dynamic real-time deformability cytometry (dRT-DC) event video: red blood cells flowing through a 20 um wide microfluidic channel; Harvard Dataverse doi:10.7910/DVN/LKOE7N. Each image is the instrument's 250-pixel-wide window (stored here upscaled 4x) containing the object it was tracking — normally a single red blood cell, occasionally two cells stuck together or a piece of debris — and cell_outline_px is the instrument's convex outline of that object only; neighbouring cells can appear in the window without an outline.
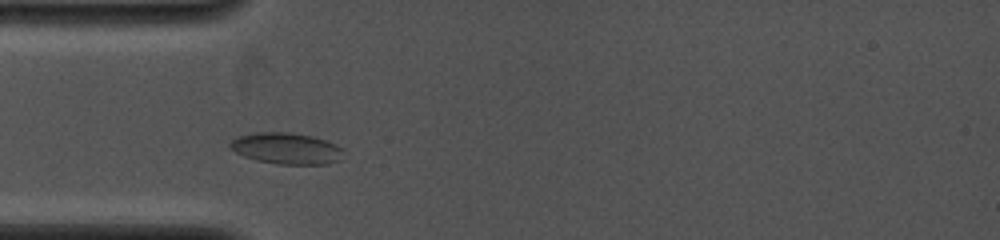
{"species": "common noctule bat (a hibernating species)", "species_latin": "Nyctalus noctula", "temperature_condition": "cold", "stored_images_in_passage": 15, "camera_frame_rate_fps": 4000, "um_per_image_px": 0.085, "animal": {"sex": "female", "body_mass_g": 19.0, "forearm_length_mm": 53.3}, "frame": {"image": 1, "passage_image": 5, "time_ms": 1.75, "image_size_px": [1000, 240], "cell_outline_px": [[344, 148], [340, 160], [328, 164], [280, 164], [256, 160], [244, 156], [228, 148], [228, 144], [232, 140], [240, 136], [256, 132], [292, 132], [312, 136], [336, 144]], "centroid_in_image_um": [24.35, 12.61], "position_along_channel_um": 60.6, "area_um2": 20.75}}
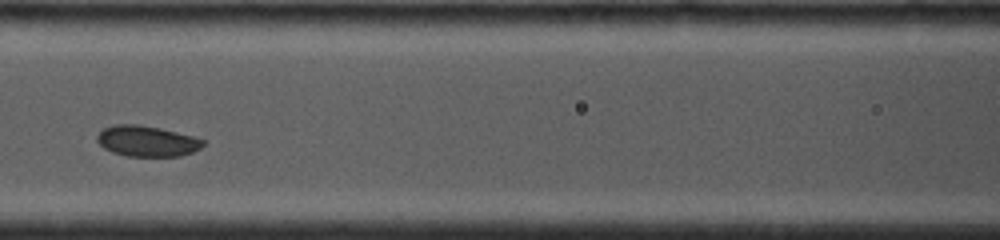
{"frame": {"image": 2, "passage_image": 10, "time_ms": 4.0, "image_size_px": [1000, 240], "cell_outline_px": [[204, 144], [200, 148], [192, 152], [180, 156], [128, 156], [112, 152], [104, 148], [96, 140], [96, 136], [104, 128], [112, 124], [136, 124], [160, 128], [192, 136], [204, 140]], "centroid_in_image_um": [12.46, 11.99], "position_along_channel_um": 154.1, "area_um2": 18.9}}
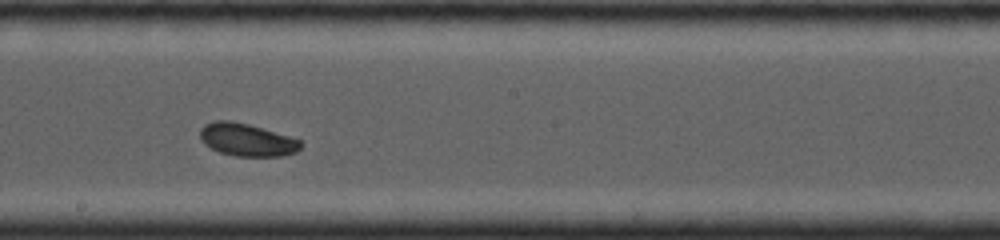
{"frame": {"image": 3, "passage_image": 14, "time_ms": 5.75, "image_size_px": [1000, 240], "cell_outline_px": [[304, 144], [296, 152], [280, 156], [236, 156], [220, 152], [204, 144], [200, 140], [200, 128], [204, 124], [212, 120], [228, 120], [248, 124], [288, 136], [300, 140]], "centroid_in_image_um": [20.95, 11.87], "position_along_channel_um": 227.2, "area_um2": 19.13}}